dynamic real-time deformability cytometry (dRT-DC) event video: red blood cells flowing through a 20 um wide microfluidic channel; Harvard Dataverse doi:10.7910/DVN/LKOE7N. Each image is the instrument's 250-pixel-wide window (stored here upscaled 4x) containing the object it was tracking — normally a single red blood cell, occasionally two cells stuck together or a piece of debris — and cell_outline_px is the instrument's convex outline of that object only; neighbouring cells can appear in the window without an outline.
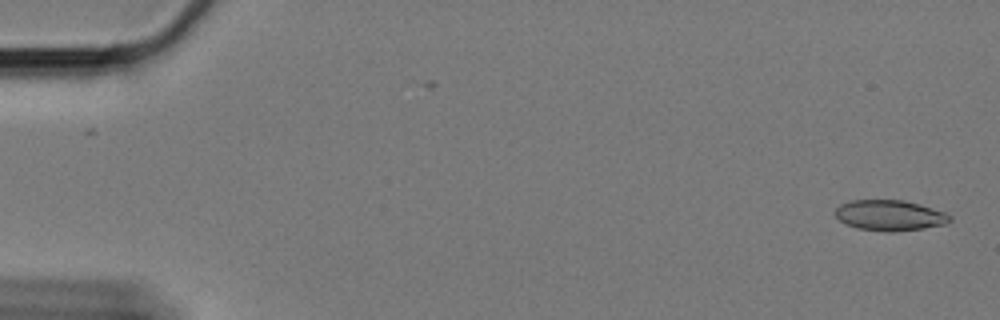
{"species": "Egyptian fruit bat (a non-hibernating species)", "species_latin": "Rousettus aegyptiacus", "temperature_condition": "cold", "stored_images_in_passage": 59, "camera_frame_rate_fps": 3000, "um_per_image_px": 0.085, "animal": {"sex": "female"}, "frame": {"image": 1, "passage_image": 1, "time_ms": 0.0, "image_size_px": [1000, 320], "cell_outline_px": [[952, 220], [948, 224], [924, 228], [896, 232], [884, 232], [856, 228], [840, 220], [832, 212], [840, 204], [852, 200], [904, 200], [920, 204], [944, 212], [952, 216]], "centroid_in_image_um": [75.64, 18.31], "position_along_channel_um": 9.4, "area_um2": 20.69}}
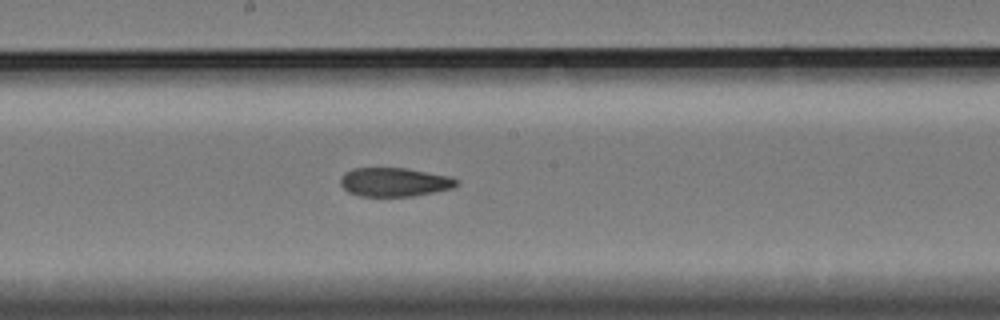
{"frame": {"image": 2, "passage_image": 32, "time_ms": 10.333, "image_size_px": [1000, 320], "cell_outline_px": [[460, 184], [452, 188], [412, 196], [360, 196], [348, 192], [340, 184], [340, 176], [344, 172], [352, 168], [404, 168], [448, 176], [460, 180]], "centroid_in_image_um": [33.49, 15.47], "position_along_channel_um": 214.7, "area_um2": 19.48}}
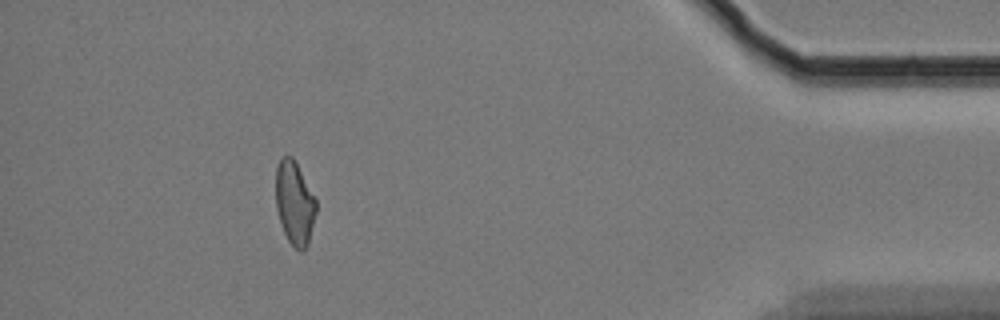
{"frame": {"image": 3, "passage_image": 54, "time_ms": 17.667, "image_size_px": [1000, 320], "cell_outline_px": [[316, 212], [308, 244], [300, 252], [288, 240], [284, 232], [276, 208], [276, 168], [280, 156], [292, 156], [316, 200]], "centroid_in_image_um": [25.02, 17.24], "position_along_channel_um": 410.2, "area_um2": 19.31}, "authors_computed_cell_mechanics": {"area_um2": 20.6924, "velocity_mm_per_s": 3.3409, "shape_relaxation_time_tau1_ms": null, "shape_relaxation_time_tau2_ms": 3.6674, "deformation_change_tau1": null, "deformation_change_tau2": 0.1031}}